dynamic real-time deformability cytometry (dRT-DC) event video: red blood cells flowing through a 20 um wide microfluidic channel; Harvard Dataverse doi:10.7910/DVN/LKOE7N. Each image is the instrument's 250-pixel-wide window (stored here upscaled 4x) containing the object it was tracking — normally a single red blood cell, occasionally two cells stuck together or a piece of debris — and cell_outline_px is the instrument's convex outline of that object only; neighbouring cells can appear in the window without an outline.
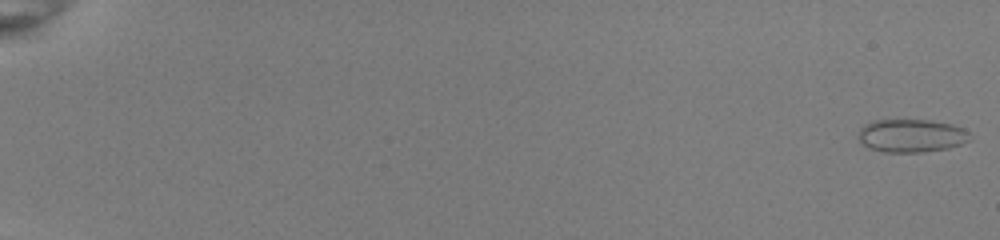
{"species": "common noctule bat (a hibernating species)", "species_latin": "Nyctalus noctula", "temperature_condition": "room temperature", "stored_images_in_passage": 53, "camera_frame_rate_fps": 3000, "um_per_image_px": 0.085, "animal": {"sex": "female", "body_mass_g": 22.0, "forearm_length_mm": 56.7}, "frame": {"image": 1, "passage_image": 1, "time_ms": 0.0, "image_size_px": [1000, 240], "cell_outline_px": [[968, 140], [960, 144], [948, 148], [920, 152], [884, 152], [872, 148], [864, 144], [860, 140], [860, 128], [864, 124], [872, 120], [932, 120], [952, 124], [964, 128], [968, 132]], "centroid_in_image_um": [77.47, 11.52], "position_along_channel_um": 7.5, "area_um2": 21.27}}
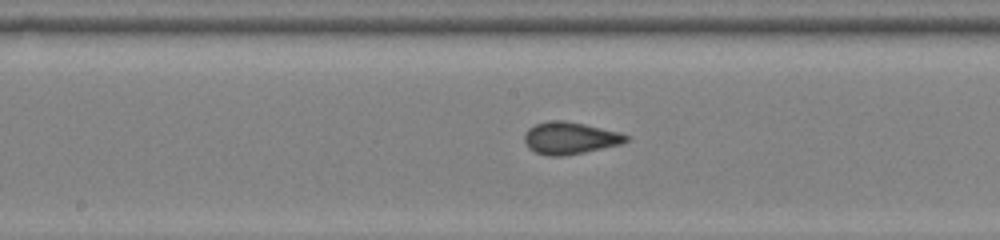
{"frame": {"image": 2, "passage_image": 31, "time_ms": 10.0, "image_size_px": [1000, 240], "cell_outline_px": [[628, 140], [620, 144], [584, 152], [560, 156], [548, 156], [536, 152], [528, 148], [524, 140], [524, 132], [528, 128], [536, 124], [548, 120], [564, 120], [584, 124], [620, 132], [628, 136]], "centroid_in_image_um": [48.4, 11.72], "position_along_channel_um": 199.8, "area_um2": 18.96}}
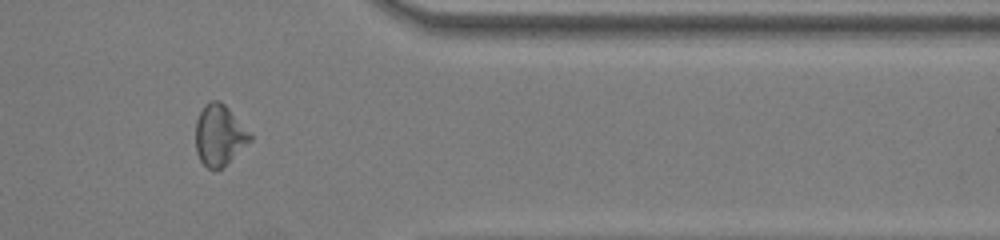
{"frame": {"image": 3, "passage_image": 46, "time_ms": 15.0, "image_size_px": [1000, 240], "cell_outline_px": [[252, 140], [224, 168], [216, 172], [208, 168], [200, 160], [196, 152], [196, 120], [204, 104], [212, 100], [220, 100], [228, 108], [252, 136]], "centroid_in_image_um": [18.64, 11.54], "position_along_channel_um": 392.8, "area_um2": 19.48}, "authors_computed_cell_mechanics": {"area_um2": 18.9006, "velocity_mm_per_s": 4.0194, "shape_relaxation_time_tau1_ms": null, "shape_relaxation_time_tau2_ms": 0.7047, "deformation_change_tau1": null, "deformation_change_tau2": 0.038}}